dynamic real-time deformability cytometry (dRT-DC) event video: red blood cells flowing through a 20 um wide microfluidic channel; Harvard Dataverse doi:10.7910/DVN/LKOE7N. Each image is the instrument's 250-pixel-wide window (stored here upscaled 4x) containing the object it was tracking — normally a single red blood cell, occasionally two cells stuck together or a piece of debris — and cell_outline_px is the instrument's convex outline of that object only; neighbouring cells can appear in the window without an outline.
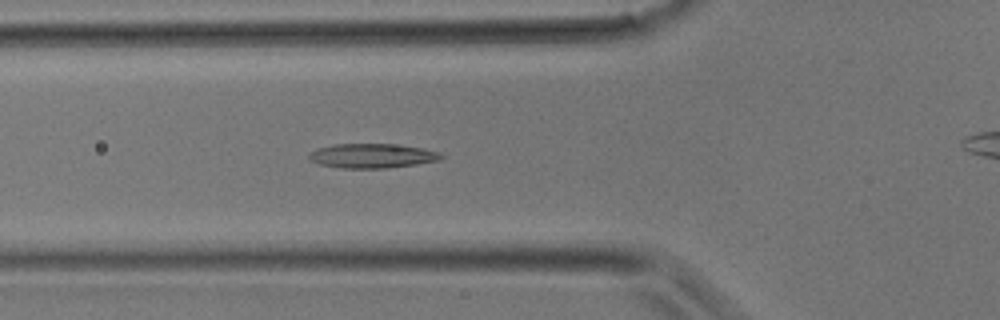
{"species": "common noctule bat (a hibernating species)", "species_latin": "Nyctalus noctula", "temperature_condition": "room temperature", "stored_images_in_passage": 34, "camera_frame_rate_fps": 3000, "um_per_image_px": 0.085, "animal": {"sex": "male", "body_mass_g": 17.9}, "frame": {"image": 1, "passage_image": 11, "time_ms": 3.333, "image_size_px": [1000, 320], "cell_outline_px": [[448, 156], [440, 160], [416, 164], [384, 168], [340, 168], [320, 164], [308, 160], [308, 152], [316, 148], [336, 144], [392, 144], [424, 148], [440, 152]], "centroid_in_image_um": [31.64, 13.24], "position_along_channel_um": 94.2, "area_um2": 19.02}}
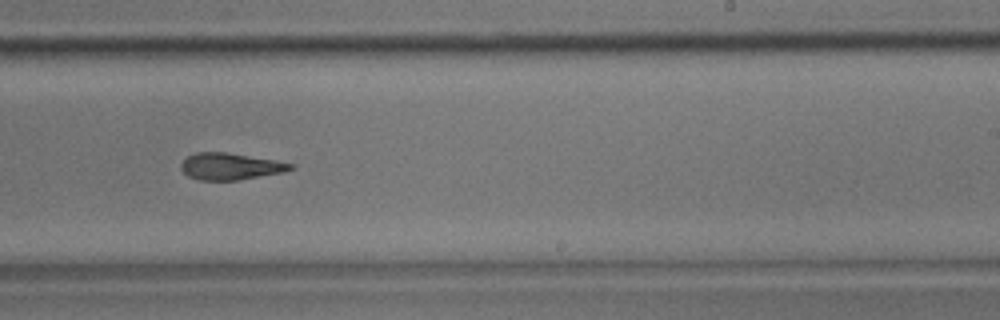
{"frame": {"image": 2, "passage_image": 20, "time_ms": 6.333, "image_size_px": [1000, 320], "cell_outline_px": [[296, 168], [284, 172], [236, 180], [200, 180], [188, 176], [180, 168], [180, 164], [188, 156], [196, 152], [228, 152], [276, 160], [296, 164]], "centroid_in_image_um": [19.62, 14.13], "position_along_channel_um": 269.4, "area_um2": 17.17}}
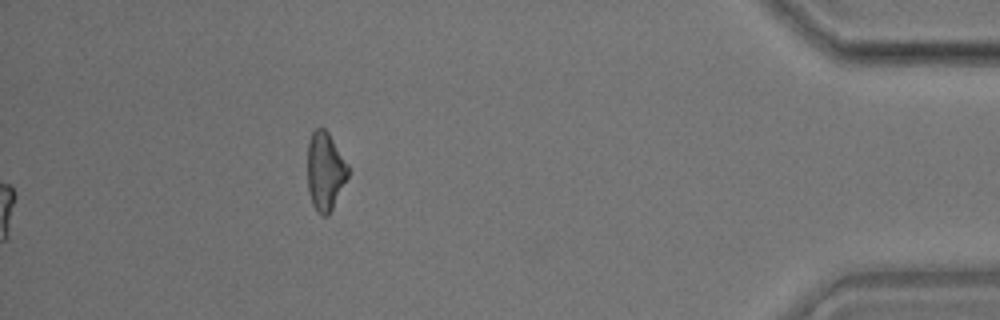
{"frame": {"image": 3, "passage_image": 34, "time_ms": 11.0, "image_size_px": [1000, 320], "cell_outline_px": [[348, 176], [328, 216], [324, 216], [316, 212], [312, 204], [308, 192], [308, 144], [312, 132], [316, 128], [324, 128], [328, 132], [348, 164]], "centroid_in_image_um": [27.63, 14.56], "position_along_channel_um": 407.6, "area_um2": 18.38}}